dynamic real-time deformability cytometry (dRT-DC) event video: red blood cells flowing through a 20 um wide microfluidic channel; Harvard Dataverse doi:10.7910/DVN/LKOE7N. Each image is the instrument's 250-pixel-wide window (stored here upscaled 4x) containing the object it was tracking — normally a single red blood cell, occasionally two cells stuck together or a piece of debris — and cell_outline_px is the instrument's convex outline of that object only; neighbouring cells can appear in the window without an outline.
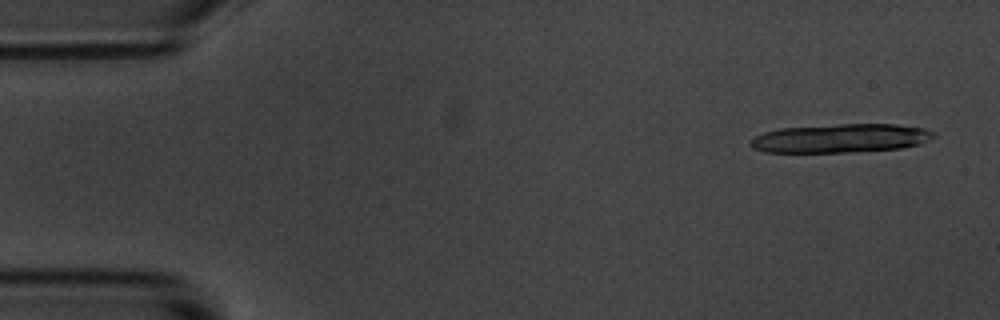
{"species": "common noctule bat (a hibernating species)", "species_latin": "Nyctalus noctula", "temperature_condition": "room temperature", "stored_images_in_passage": 4, "camera_frame_rate_fps": 3000, "um_per_image_px": 0.085, "animal": {"sex": "male", "body_mass_g": 20.1, "forearm_length_mm": 53.5}, "frame": {"image": 1, "passage_image": 1, "time_ms": 0.0, "image_size_px": [1000, 320], "cell_outline_px": [[936, 136], [920, 144], [900, 148], [848, 152], [764, 152], [752, 148], [748, 144], [748, 140], [764, 132], [780, 128], [840, 124], [892, 124], [924, 128], [936, 132]], "centroid_in_image_um": [71.42, 11.75], "position_along_channel_um": 13.6, "area_um2": 30.75}}